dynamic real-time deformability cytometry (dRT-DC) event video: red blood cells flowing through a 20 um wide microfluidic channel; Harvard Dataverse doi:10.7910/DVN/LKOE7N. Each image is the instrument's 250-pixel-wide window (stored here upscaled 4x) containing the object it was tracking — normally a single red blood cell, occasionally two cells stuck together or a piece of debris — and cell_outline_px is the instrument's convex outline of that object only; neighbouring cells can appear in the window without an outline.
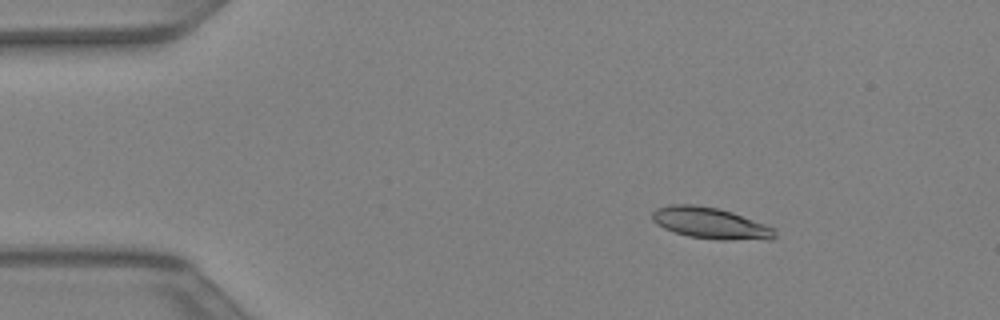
{"species": "Egyptian fruit bat (a non-hibernating species)", "species_latin": "Rousettus aegyptiacus", "temperature_condition": "warm", "stored_images_in_passage": 37, "camera_frame_rate_fps": 3000, "um_per_image_px": 0.085, "animal": {"sex": "female"}, "frame": {"image": 1, "passage_image": 1, "time_ms": 0.0, "image_size_px": [1000, 320], "cell_outline_px": [[776, 236], [772, 240], [720, 240], [688, 236], [664, 228], [656, 224], [652, 220], [652, 212], [656, 208], [668, 204], [696, 204], [720, 208], [732, 212], [776, 228]], "centroid_in_image_um": [60.41, 18.96], "position_along_channel_um": 24.6, "area_um2": 22.72}}
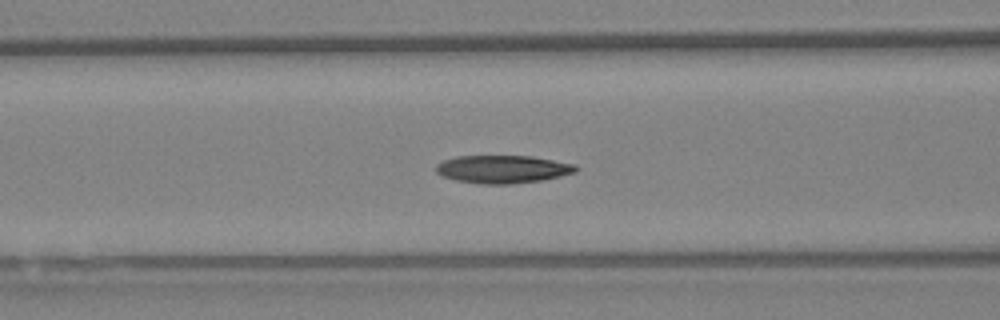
{"frame": {"image": 2, "passage_image": 12, "time_ms": 3.667, "image_size_px": [1000, 320], "cell_outline_px": [[576, 172], [544, 180], [512, 184], [480, 184], [456, 180], [444, 176], [436, 172], [436, 164], [444, 160], [456, 156], [532, 156], [576, 164]], "centroid_in_image_um": [42.74, 14.38], "position_along_channel_um": 123.9, "area_um2": 22.77}}
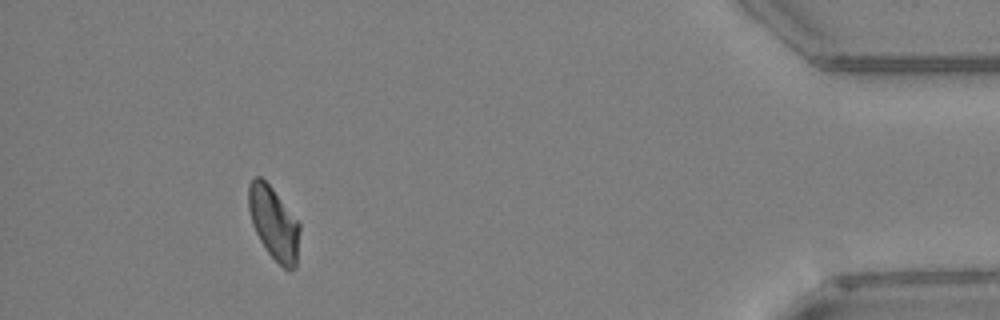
{"frame": {"image": 3, "passage_image": 34, "time_ms": 11.0, "image_size_px": [1000, 320], "cell_outline_px": [[300, 228], [296, 268], [288, 272], [268, 252], [260, 240], [252, 224], [248, 208], [248, 184], [256, 176], [260, 176], [272, 188], [300, 224]], "centroid_in_image_um": [23.27, 18.99], "position_along_channel_um": 411.9, "area_um2": 21.56}}